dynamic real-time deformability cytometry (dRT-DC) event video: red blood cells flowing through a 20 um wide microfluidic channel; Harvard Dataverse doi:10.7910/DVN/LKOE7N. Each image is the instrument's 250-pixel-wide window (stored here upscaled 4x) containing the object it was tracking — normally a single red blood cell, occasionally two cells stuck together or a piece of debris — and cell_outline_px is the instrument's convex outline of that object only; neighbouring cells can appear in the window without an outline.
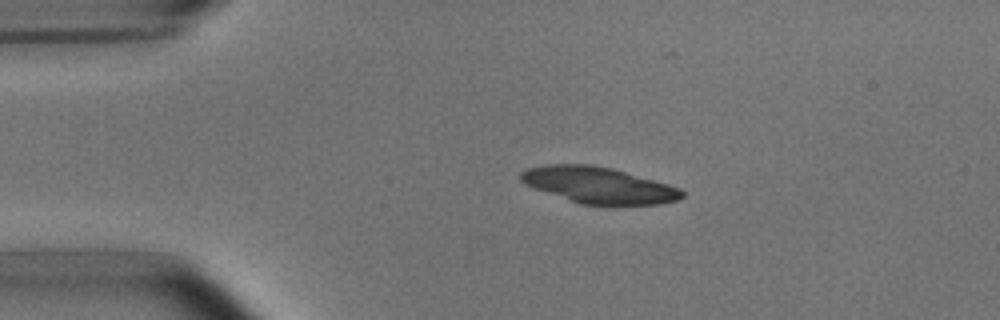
{"species": "common noctule bat (a hibernating species)", "species_latin": "Nyctalus noctula", "temperature_condition": "room temperature", "stored_images_in_passage": 5, "camera_frame_rate_fps": 3000, "um_per_image_px": 0.085, "animal": {"sex": "male", "body_mass_g": 15.6}, "frame": {"image": 1, "passage_image": 3, "time_ms": 2.333, "image_size_px": [1000, 320], "cell_outline_px": [[684, 196], [680, 200], [660, 204], [616, 208], [580, 204], [524, 184], [520, 180], [520, 172], [528, 168], [544, 164], [592, 164], [612, 168], [668, 184], [680, 188], [684, 192]], "centroid_in_image_um": [50.94, 15.78], "position_along_channel_um": 34.1, "area_um2": 35.03}}